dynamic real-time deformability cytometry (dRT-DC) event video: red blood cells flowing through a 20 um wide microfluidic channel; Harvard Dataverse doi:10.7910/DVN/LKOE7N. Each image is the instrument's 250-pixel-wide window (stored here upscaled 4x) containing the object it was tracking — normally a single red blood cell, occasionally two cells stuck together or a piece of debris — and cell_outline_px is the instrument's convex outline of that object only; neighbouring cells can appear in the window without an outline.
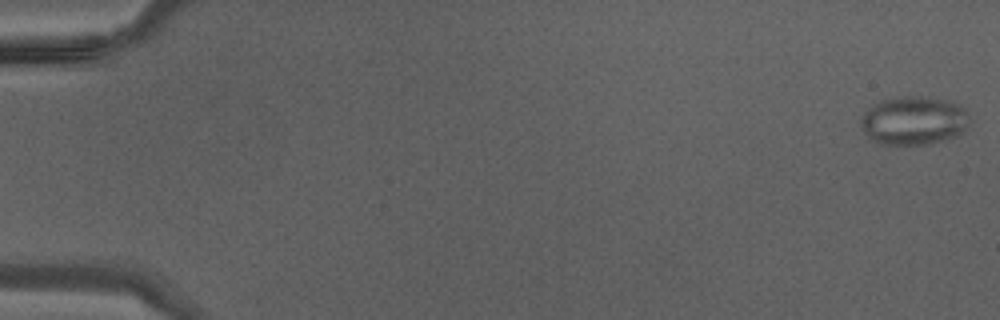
{"species": "Egyptian fruit bat (a non-hibernating species)", "species_latin": "Rousettus aegyptiacus", "temperature_condition": "warm", "stored_images_in_passage": 42, "camera_frame_rate_fps": 3000, "um_per_image_px": 0.085, "animal": {"sex": "male"}, "frame": {"image": 1, "passage_image": 1, "time_ms": 0.0, "image_size_px": [1000, 320], "cell_outline_px": [[972, 120], [964, 132], [956, 136], [928, 144], [880, 144], [872, 140], [864, 132], [860, 124], [860, 116], [872, 104], [880, 100], [900, 96], [920, 96], [944, 100], [960, 104], [964, 108]], "centroid_in_image_um": [77.67, 10.24], "position_along_channel_um": 7.3, "area_um2": 31.15}}